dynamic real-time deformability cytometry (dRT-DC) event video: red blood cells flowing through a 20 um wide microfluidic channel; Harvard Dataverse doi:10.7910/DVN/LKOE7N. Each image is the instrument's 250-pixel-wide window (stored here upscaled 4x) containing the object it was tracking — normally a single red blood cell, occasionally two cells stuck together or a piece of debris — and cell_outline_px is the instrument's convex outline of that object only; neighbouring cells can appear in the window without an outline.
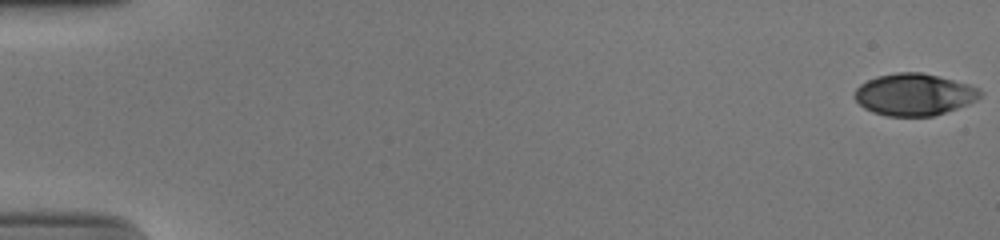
{"species": "human", "species_latin": "Homo sapiens", "temperature_condition": "cold", "stored_images_in_passage": 16, "camera_frame_rate_fps": 3000, "um_per_image_px": 0.085, "donor": {"sex": "male"}, "frame": {"image": 1, "passage_image": 1, "time_ms": 0.0, "image_size_px": [1000, 240], "cell_outline_px": [[984, 92], [976, 100], [968, 104], [932, 116], [888, 116], [872, 112], [864, 108], [852, 96], [856, 88], [860, 84], [876, 76], [896, 72], [920, 72], [940, 76], [968, 84], [980, 88]], "centroid_in_image_um": [77.69, 8.02], "position_along_channel_um": 7.3, "area_um2": 30.81}}